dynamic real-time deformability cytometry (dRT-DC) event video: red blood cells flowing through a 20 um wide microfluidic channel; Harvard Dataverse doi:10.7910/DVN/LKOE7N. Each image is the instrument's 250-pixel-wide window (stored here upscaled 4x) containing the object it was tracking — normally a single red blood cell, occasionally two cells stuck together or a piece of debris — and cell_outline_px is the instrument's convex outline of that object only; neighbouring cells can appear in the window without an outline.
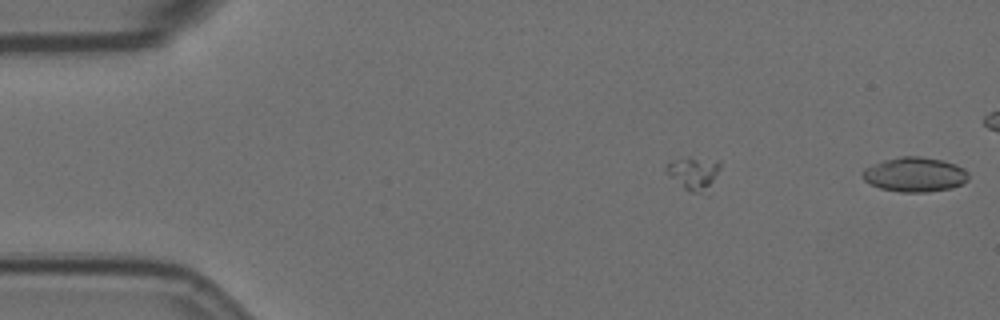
{"species": "Egyptian fruit bat (a non-hibernating species)", "species_latin": "Rousettus aegyptiacus", "temperature_condition": "room temperature", "stored_images_in_passage": 11, "segment_of_instrument_passage": [2, 2], "camera_frame_rate_fps": 3000, "um_per_image_px": 0.085, "animal": {"sex": "female"}, "frame": {"image": 1, "passage_image": 11, "time_ms": 3.333, "image_size_px": [1000, 320], "cell_outline_px": [[968, 180], [952, 188], [928, 192], [900, 192], [880, 188], [864, 180], [864, 168], [872, 164], [884, 160], [900, 156], [920, 156], [940, 160], [956, 164], [964, 168], [968, 172]], "centroid_in_image_um": [77.78, 14.83], "position_along_channel_um": 7.2, "area_um2": 21.27}}